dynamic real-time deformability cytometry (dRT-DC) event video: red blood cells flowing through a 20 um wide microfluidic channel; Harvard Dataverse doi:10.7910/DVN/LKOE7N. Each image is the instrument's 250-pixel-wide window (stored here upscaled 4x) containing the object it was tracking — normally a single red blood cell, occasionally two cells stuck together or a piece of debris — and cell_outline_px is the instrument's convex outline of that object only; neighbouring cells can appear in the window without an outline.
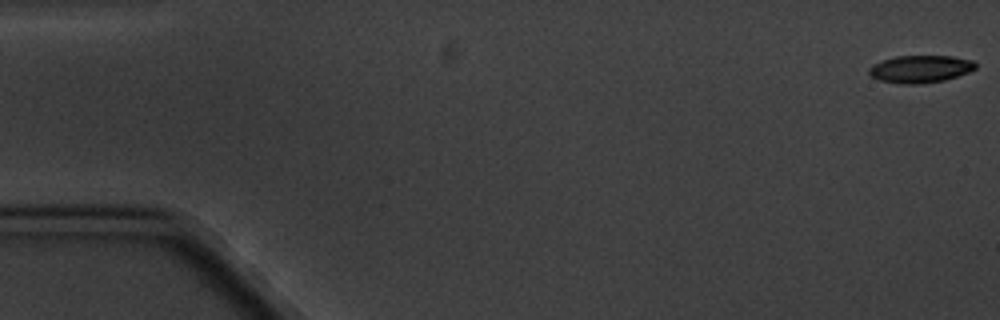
{"species": "common noctule bat (a hibernating species)", "species_latin": "Nyctalus noctula", "temperature_condition": "cold", "stored_images_in_passage": 7, "camera_frame_rate_fps": 3000, "um_per_image_px": 0.085, "animal": {"sex": "male", "body_mass_g": 20.1, "forearm_length_mm": 53.5}, "frame": {"image": 1, "passage_image": 1, "time_ms": 0.0, "image_size_px": [1000, 320], "cell_outline_px": [[976, 68], [968, 72], [944, 80], [916, 84], [900, 84], [880, 80], [872, 76], [868, 72], [868, 68], [872, 64], [880, 60], [896, 56], [952, 56], [972, 60], [976, 64]], "centroid_in_image_um": [78.19, 5.85], "position_along_channel_um": 6.8, "area_um2": 16.99}}
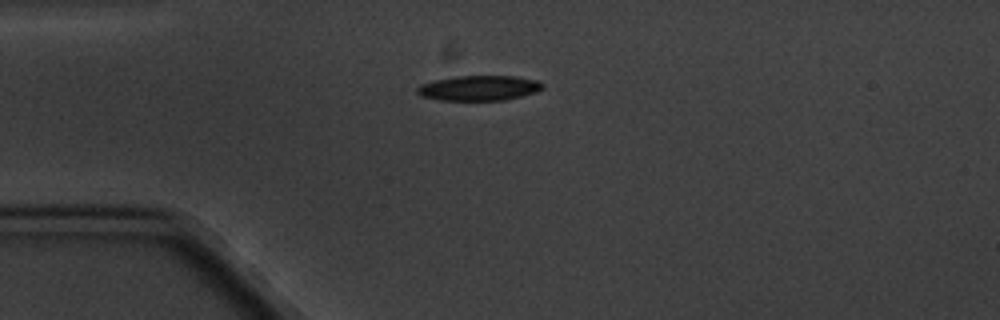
{"frame": {"image": 2, "passage_image": 5, "time_ms": 4.667, "image_size_px": [1000, 320], "cell_outline_px": [[544, 88], [536, 92], [504, 100], [440, 100], [420, 96], [416, 92], [416, 88], [420, 84], [436, 80], [456, 76], [516, 76], [536, 80], [544, 84]], "centroid_in_image_um": [40.71, 7.48], "position_along_channel_um": 44.3, "area_um2": 18.32}}